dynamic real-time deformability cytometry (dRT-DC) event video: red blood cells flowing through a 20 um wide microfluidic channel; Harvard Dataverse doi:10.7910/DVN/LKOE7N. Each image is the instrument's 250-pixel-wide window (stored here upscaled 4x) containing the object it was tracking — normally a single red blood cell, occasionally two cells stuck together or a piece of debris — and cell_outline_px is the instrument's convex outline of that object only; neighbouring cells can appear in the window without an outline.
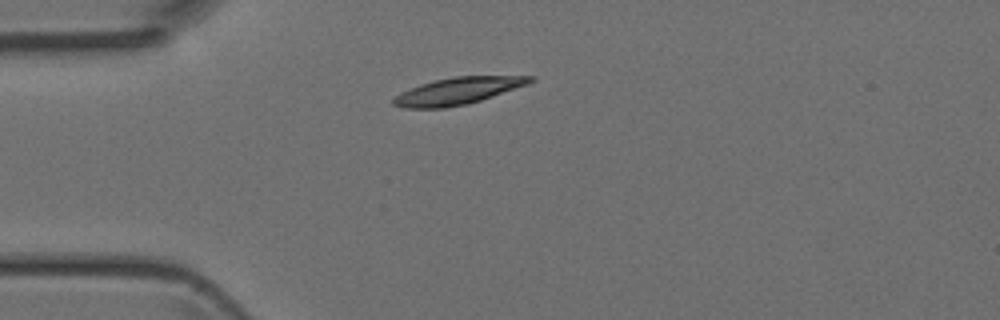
{"species": "Egyptian fruit bat (a non-hibernating species)", "species_latin": "Rousettus aegyptiacus", "temperature_condition": "room temperature", "stored_images_in_passage": 14, "camera_frame_rate_fps": 3000, "um_per_image_px": 0.085, "animal": {"sex": "female"}, "frame": {"image": 1, "passage_image": 1, "time_ms": 0.0, "image_size_px": [1000, 320], "cell_outline_px": [[536, 80], [528, 84], [468, 104], [444, 108], [404, 108], [392, 104], [392, 100], [400, 92], [420, 84], [452, 76], [536, 76]], "centroid_in_image_um": [38.91, 7.73], "position_along_channel_um": 46.1, "area_um2": 21.39}}
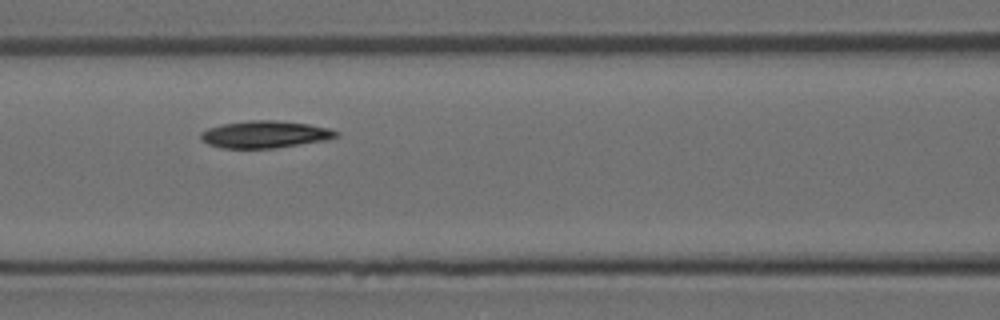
{"frame": {"image": 2, "passage_image": 9, "time_ms": 2.667, "image_size_px": [1000, 320], "cell_outline_px": [[340, 136], [328, 140], [276, 148], [220, 148], [208, 144], [200, 136], [200, 132], [208, 128], [224, 124], [248, 120], [276, 120], [308, 124], [328, 128], [340, 132]], "centroid_in_image_um": [22.56, 11.42], "position_along_channel_um": 144.0, "area_um2": 21.5}}
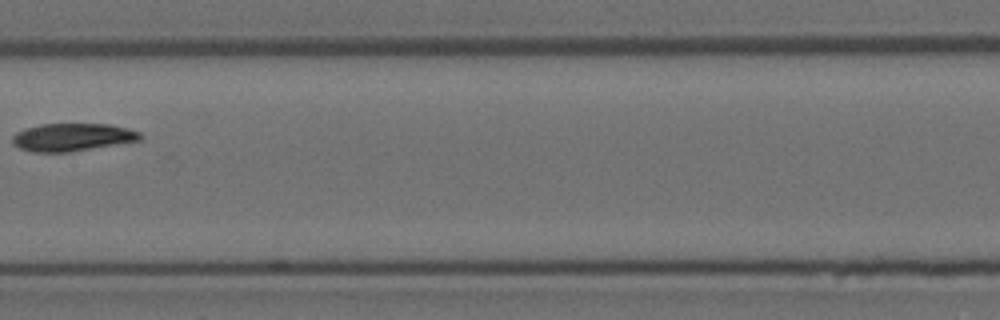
{"frame": {"image": 3, "passage_image": 13, "time_ms": 4.0, "image_size_px": [1000, 320], "cell_outline_px": [[144, 136], [140, 140], [68, 152], [32, 152], [20, 148], [12, 144], [12, 136], [16, 132], [24, 128], [40, 124], [108, 124], [128, 128], [140, 132]], "centroid_in_image_um": [6.12, 11.65], "position_along_channel_um": 201.3, "area_um2": 20.69}}